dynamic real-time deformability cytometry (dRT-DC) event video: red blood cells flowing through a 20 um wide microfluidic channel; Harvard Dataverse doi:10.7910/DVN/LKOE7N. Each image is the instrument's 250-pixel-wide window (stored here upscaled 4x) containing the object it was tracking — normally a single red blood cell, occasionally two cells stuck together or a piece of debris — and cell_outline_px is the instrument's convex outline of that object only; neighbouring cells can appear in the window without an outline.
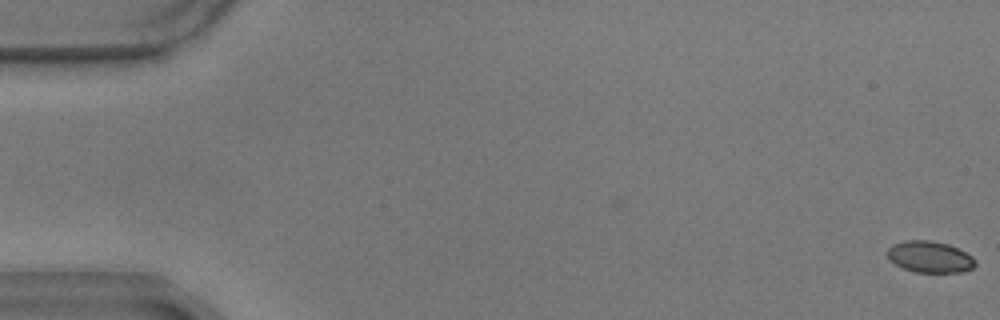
{"species": "common noctule bat (a hibernating species)", "species_latin": "Nyctalus noctula", "temperature_condition": "warm", "stored_images_in_passage": 52, "camera_frame_rate_fps": 3000, "um_per_image_px": 0.085, "animal": {"sex": "male", "body_mass_g": 17.9}, "frame": {"image": 1, "passage_image": 1, "time_ms": 0.0, "image_size_px": [1000, 320], "cell_outline_px": [[976, 264], [972, 268], [960, 272], [916, 272], [904, 268], [896, 264], [888, 256], [888, 248], [892, 244], [904, 240], [932, 240], [948, 244], [972, 256], [976, 260]], "centroid_in_image_um": [79.04, 21.82], "position_along_channel_um": 6.0, "area_um2": 15.95}}
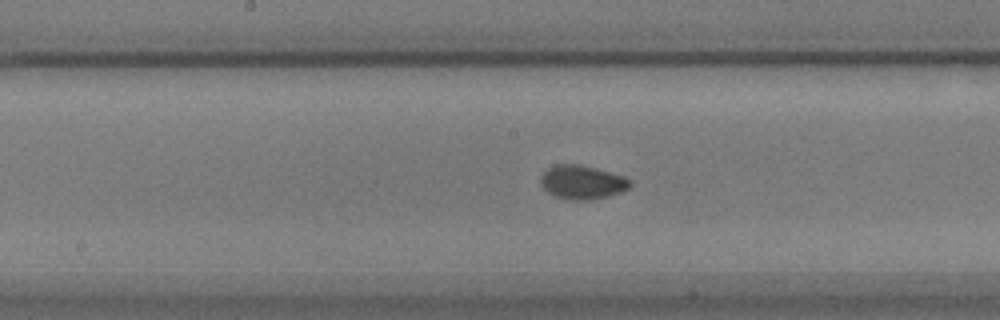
{"frame": {"image": 2, "passage_image": 31, "time_ms": 10.0, "image_size_px": [1000, 320], "cell_outline_px": [[632, 184], [628, 188], [620, 192], [608, 196], [592, 200], [572, 200], [556, 196], [548, 192], [540, 184], [540, 176], [548, 168], [556, 164], [580, 164], [596, 168], [624, 176]], "centroid_in_image_um": [49.47, 15.48], "position_along_channel_um": 198.7, "area_um2": 17.57}}
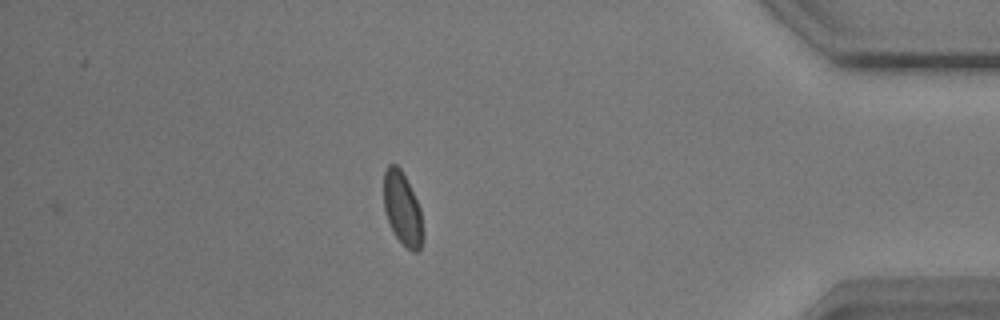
{"frame": {"image": 3, "passage_image": 52, "time_ms": 17.0, "image_size_px": [1000, 320], "cell_outline_px": [[424, 240], [420, 248], [416, 252], [412, 252], [396, 236], [388, 220], [384, 208], [384, 172], [388, 164], [396, 164], [400, 168], [420, 208], [424, 232]], "centroid_in_image_um": [34.22, 17.76], "position_along_channel_um": 401.0, "area_um2": 16.47}, "authors_computed_cell_mechanics": {"area_um2": 16.5886, "velocity_mm_per_s": 3.4496, "shape_relaxation_time_tau1_ms": 3.483, "shape_relaxation_time_tau2_ms": null, "deformation_change_tau1": 0.0878, "deformation_change_tau2": null}}